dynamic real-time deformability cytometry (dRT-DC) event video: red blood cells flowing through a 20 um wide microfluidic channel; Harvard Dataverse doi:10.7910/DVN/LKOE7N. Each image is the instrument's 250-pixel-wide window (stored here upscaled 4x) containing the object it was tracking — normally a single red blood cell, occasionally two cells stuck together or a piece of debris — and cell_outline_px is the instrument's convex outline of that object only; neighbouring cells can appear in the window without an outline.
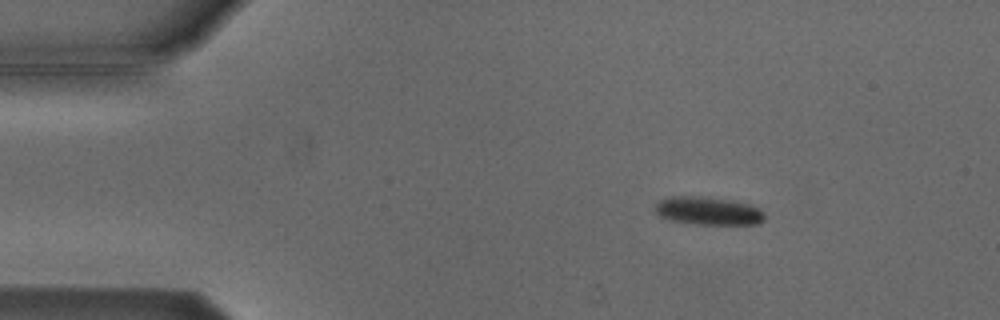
{"species": "Egyptian fruit bat (a non-hibernating species)", "species_latin": "Rousettus aegyptiacus", "temperature_condition": "cold", "stored_images_in_passage": 4, "camera_frame_rate_fps": 3000, "um_per_image_px": 0.085, "animal": {"sex": "male"}, "frame": {"image": 1, "passage_image": 2, "time_ms": 2.0, "image_size_px": [1000, 320], "cell_outline_px": [[764, 220], [760, 224], [696, 224], [664, 220], [656, 212], [656, 204], [660, 200], [672, 196], [700, 196], [732, 200], [752, 204], [760, 208], [764, 216]], "centroid_in_image_um": [60.2, 17.93], "position_along_channel_um": 24.8, "area_um2": 18.15}}